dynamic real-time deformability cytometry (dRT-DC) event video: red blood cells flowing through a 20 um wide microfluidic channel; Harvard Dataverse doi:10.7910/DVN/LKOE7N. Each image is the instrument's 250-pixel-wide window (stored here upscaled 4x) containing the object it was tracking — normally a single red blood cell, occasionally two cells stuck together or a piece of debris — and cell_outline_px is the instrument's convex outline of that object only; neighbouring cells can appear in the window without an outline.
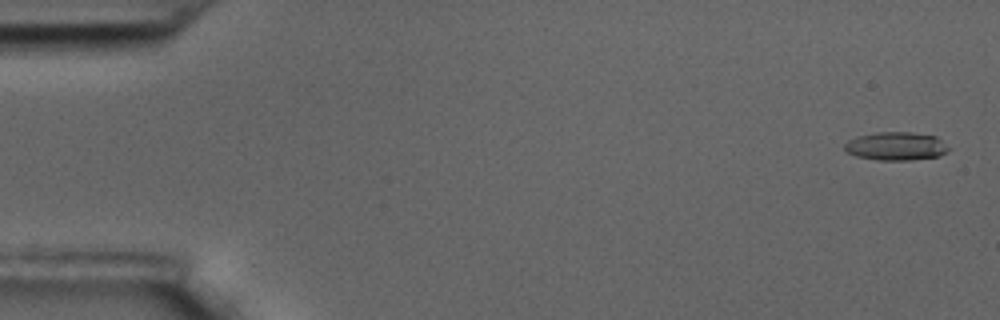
{"species": "common noctule bat (a hibernating species)", "species_latin": "Nyctalus noctula", "temperature_condition": "room temperature", "stored_images_in_passage": 59, "camera_frame_rate_fps": 3000, "um_per_image_px": 0.085, "animal": {"sex": "male", "body_mass_g": 17.5, "forearm_length_mm": 52.3}, "frame": {"image": 1, "passage_image": 2, "time_ms": 0.333, "image_size_px": [1000, 320], "cell_outline_px": [[952, 148], [948, 152], [940, 156], [912, 160], [880, 160], [856, 156], [848, 152], [844, 148], [844, 144], [848, 140], [856, 136], [876, 132], [912, 132], [936, 136]], "centroid_in_image_um": [76.21, 12.42], "position_along_channel_um": 8.8, "area_um2": 17.4}}
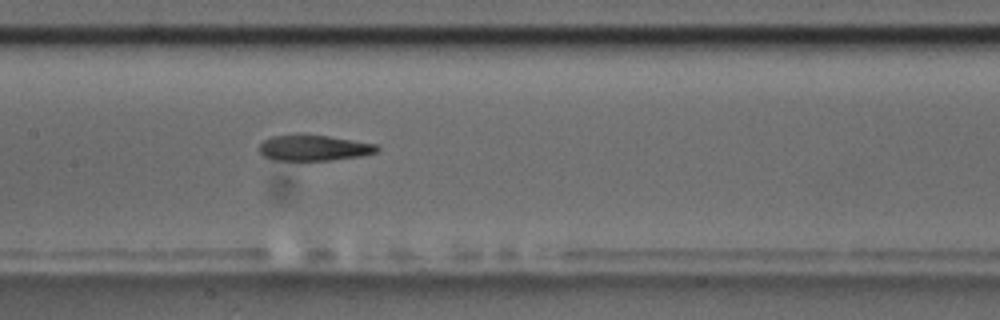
{"frame": {"image": 2, "passage_image": 29, "time_ms": 9.333, "image_size_px": [1000, 320], "cell_outline_px": [[380, 148], [376, 152], [364, 156], [332, 160], [272, 160], [264, 156], [256, 148], [264, 140], [272, 136], [328, 136], [376, 144]], "centroid_in_image_um": [26.68, 12.6], "position_along_channel_um": 180.7, "area_um2": 17.4}}
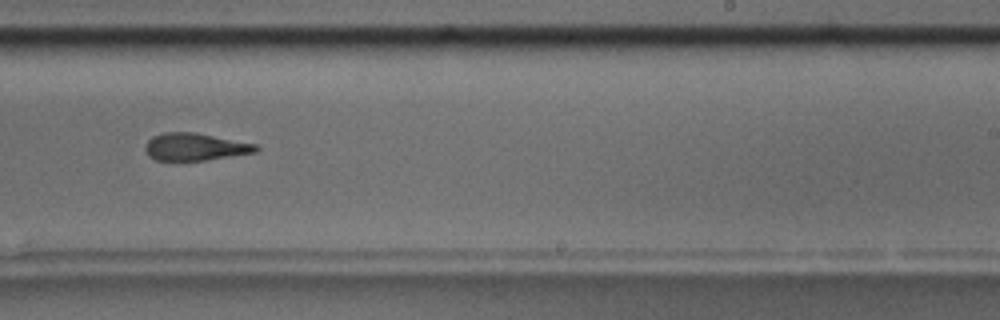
{"frame": {"image": 3, "passage_image": 37, "time_ms": 12.0, "image_size_px": [1000, 320], "cell_outline_px": [[260, 148], [256, 152], [204, 160], [156, 160], [148, 156], [144, 148], [144, 144], [152, 136], [164, 132], [196, 132], [256, 144]], "centroid_in_image_um": [16.54, 12.47], "position_along_channel_um": 272.5, "area_um2": 17.69}, "authors_computed_cell_mechanics": {"area_um2": 18.3226, "velocity_mm_per_s": 3.4494, "shape_relaxation_time_tau1_ms": null, "shape_relaxation_time_tau2_ms": 5.295, "deformation_change_tau1": null, "deformation_change_tau2": 0.1669}}